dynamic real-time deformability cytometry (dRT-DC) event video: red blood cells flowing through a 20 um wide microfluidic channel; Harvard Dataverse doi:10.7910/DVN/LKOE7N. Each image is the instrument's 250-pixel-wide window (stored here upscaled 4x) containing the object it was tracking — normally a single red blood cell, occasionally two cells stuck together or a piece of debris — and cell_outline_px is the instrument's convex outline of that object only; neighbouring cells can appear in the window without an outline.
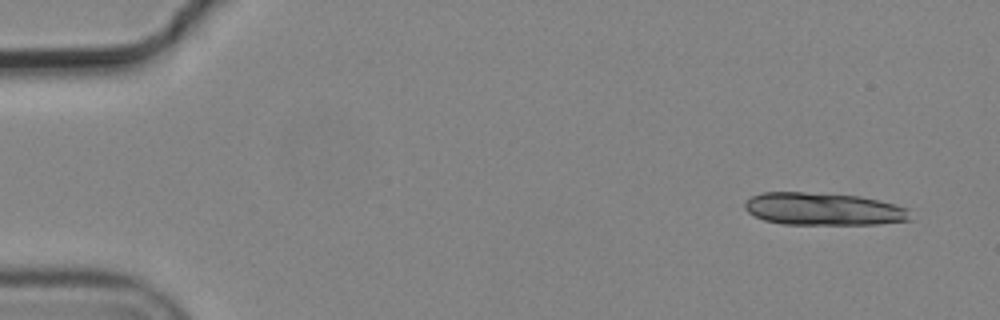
{"species": "common noctule bat (a hibernating species)", "species_latin": "Nyctalus noctula", "temperature_condition": "cold", "stored_images_in_passage": 6, "camera_frame_rate_fps": 3000, "um_per_image_px": 0.085, "animal": {"sex": "male", "body_mass_g": 19.2, "forearm_length_mm": 51.8}, "frame": {"image": 1, "passage_image": 1, "time_ms": 0.0, "image_size_px": [1000, 320], "cell_outline_px": [[912, 220], [880, 224], [784, 224], [764, 220], [752, 216], [744, 208], [744, 204], [752, 196], [760, 192], [804, 192], [860, 196], [880, 200], [896, 204], [908, 208]], "centroid_in_image_um": [70.0, 17.77], "position_along_channel_um": 15.0, "area_um2": 31.62}}
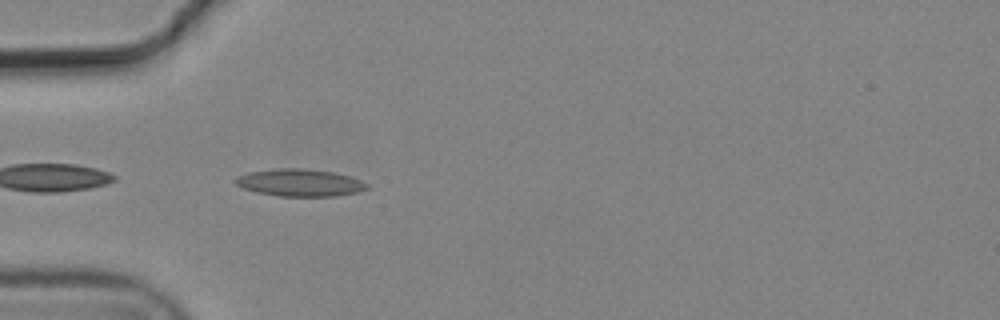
{"frame": {"image": 2, "passage_image": 5, "time_ms": 1.333, "image_size_px": [1000, 320], "cell_outline_px": [[368, 188], [356, 192], [336, 196], [276, 196], [256, 192], [244, 188], [236, 184], [232, 180], [236, 176], [248, 172], [276, 168], [304, 168], [332, 172], [348, 176], [360, 180], [368, 184]], "centroid_in_image_um": [25.43, 15.52], "position_along_channel_um": 59.6, "area_um2": 20.92}}
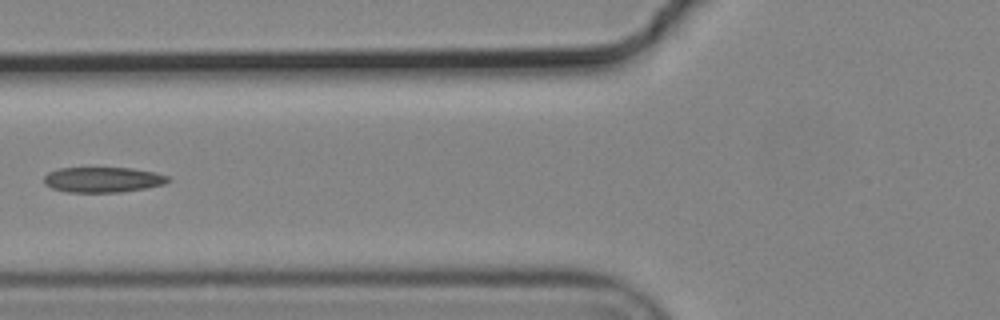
{"frame": {"image": 3, "passage_image": 6, "time_ms": 1.667, "image_size_px": [1000, 320], "cell_outline_px": [[172, 180], [164, 184], [144, 188], [120, 192], [68, 192], [52, 188], [44, 184], [44, 176], [48, 172], [60, 168], [132, 168], [152, 172], [168, 176]], "centroid_in_image_um": [8.72, 15.27], "position_along_channel_um": 117.1, "area_um2": 18.21}}